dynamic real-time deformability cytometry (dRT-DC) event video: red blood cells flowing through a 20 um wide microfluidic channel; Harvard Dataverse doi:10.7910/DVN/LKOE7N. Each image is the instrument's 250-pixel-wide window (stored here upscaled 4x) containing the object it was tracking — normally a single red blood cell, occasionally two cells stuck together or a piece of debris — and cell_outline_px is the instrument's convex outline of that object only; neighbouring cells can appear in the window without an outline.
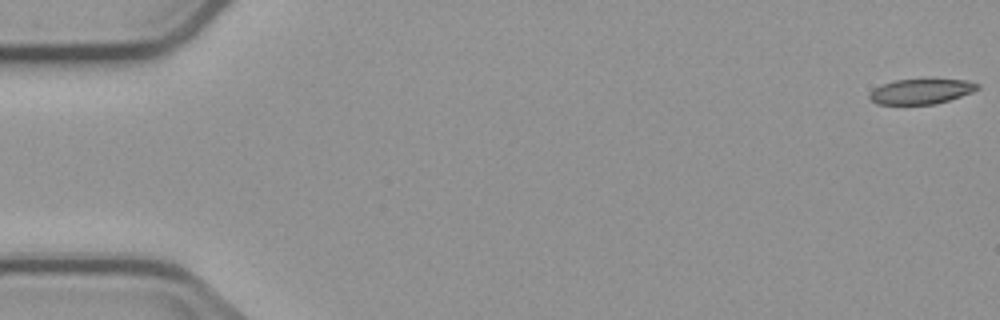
{"species": "common noctule bat (a hibernating species)", "species_latin": "Nyctalus noctula", "temperature_condition": "cold", "stored_images_in_passage": 6, "camera_frame_rate_fps": 3000, "um_per_image_px": 0.085, "animal": {"sex": "male", "body_mass_g": 23.1, "forearm_length_mm": 52.7}, "frame": {"image": 1, "passage_image": 1, "time_ms": 0.0, "image_size_px": [1000, 320], "cell_outline_px": [[980, 88], [972, 92], [936, 104], [876, 104], [868, 96], [868, 92], [884, 84], [896, 80], [928, 76], [968, 80], [980, 84]], "centroid_in_image_um": [78.35, 7.71], "position_along_channel_um": 6.6, "area_um2": 16.59}}
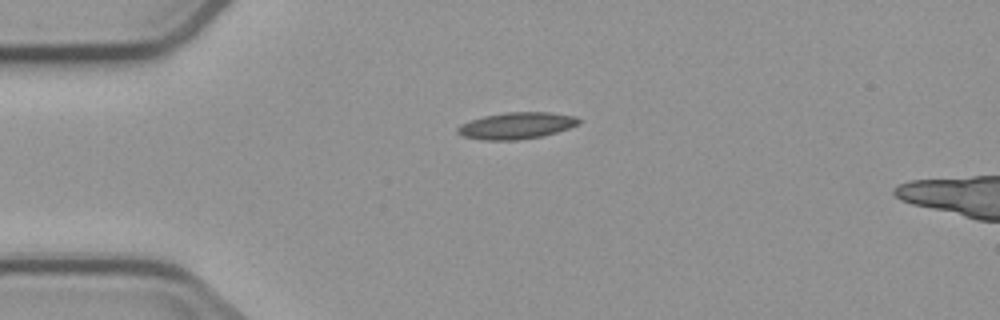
{"frame": {"image": 2, "passage_image": 4, "time_ms": 4.333, "image_size_px": [1000, 320], "cell_outline_px": [[580, 124], [544, 136], [516, 140], [484, 140], [464, 136], [456, 132], [456, 128], [460, 124], [484, 116], [504, 112], [552, 112], [576, 116], [580, 120]], "centroid_in_image_um": [43.91, 10.67], "position_along_channel_um": 41.1, "area_um2": 18.84}}